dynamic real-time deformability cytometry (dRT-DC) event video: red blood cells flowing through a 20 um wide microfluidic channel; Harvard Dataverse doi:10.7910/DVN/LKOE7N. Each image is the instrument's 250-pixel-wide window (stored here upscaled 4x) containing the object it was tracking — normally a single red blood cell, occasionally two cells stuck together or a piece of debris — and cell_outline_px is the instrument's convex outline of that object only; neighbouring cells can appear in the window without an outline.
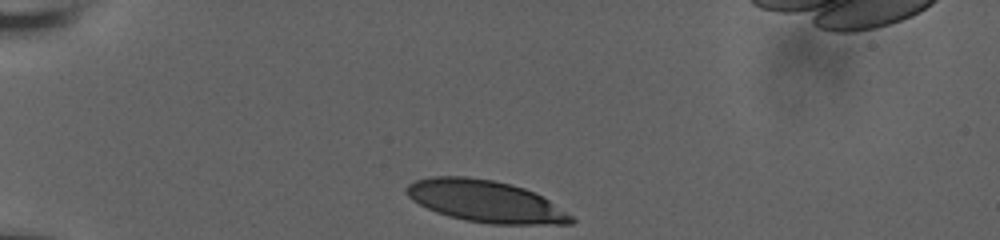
{"species": "human", "species_latin": "Homo sapiens", "temperature_condition": "room temperature", "stored_images_in_passage": 5, "camera_frame_rate_fps": 3000, "um_per_image_px": 0.085, "donor": {"sex": "male"}, "frame": {"image": 1, "passage_image": 1, "time_ms": 0.0, "image_size_px": [1000, 240], "cell_outline_px": [[576, 220], [572, 224], [492, 224], [464, 220], [448, 216], [436, 212], [412, 200], [408, 196], [404, 188], [408, 184], [416, 180], [432, 176], [468, 176], [492, 180], [512, 184], [524, 188], [548, 200], [572, 216]], "centroid_in_image_um": [41.24, 17.11], "position_along_channel_um": 43.8, "area_um2": 40.0}}
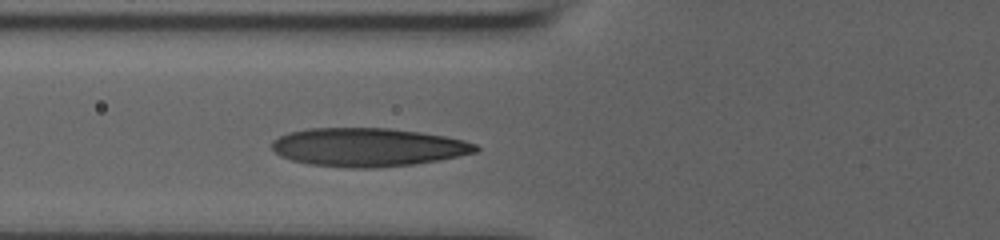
{"frame": {"image": 2, "passage_image": 5, "time_ms": 1.333, "image_size_px": [1000, 240], "cell_outline_px": [[480, 148], [476, 152], [460, 156], [440, 160], [412, 164], [376, 168], [348, 168], [308, 164], [292, 160], [280, 156], [272, 148], [272, 140], [288, 132], [308, 128], [392, 128], [420, 132], [444, 136], [464, 140], [476, 144]], "centroid_in_image_um": [31.27, 12.51], "position_along_channel_um": 94.5, "area_um2": 45.89}}